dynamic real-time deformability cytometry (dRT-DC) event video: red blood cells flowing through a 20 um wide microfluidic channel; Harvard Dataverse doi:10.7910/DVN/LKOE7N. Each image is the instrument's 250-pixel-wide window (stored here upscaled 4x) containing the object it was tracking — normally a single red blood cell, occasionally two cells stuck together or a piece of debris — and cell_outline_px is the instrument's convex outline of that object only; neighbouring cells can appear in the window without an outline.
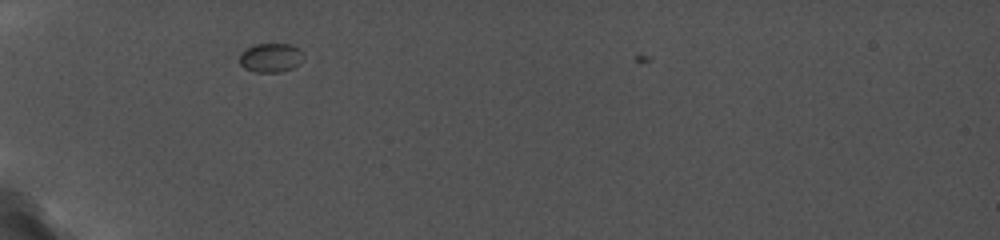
{"species": "common noctule bat (a hibernating species)", "species_latin": "Nyctalus noctula", "temperature_condition": "cold", "stored_images_in_passage": 8, "camera_frame_rate_fps": 5000, "um_per_image_px": 0.085, "animal": {"sex": "female", "body_mass_g": 19.0, "forearm_length_mm": 56.7}, "frame": {"image": 1, "passage_image": 3, "time_ms": 0.6, "image_size_px": [1000, 240], "cell_outline_px": [[304, 60], [300, 64], [292, 68], [280, 72], [256, 72], [244, 68], [240, 64], [240, 52], [256, 44], [288, 44], [300, 48], [304, 52]], "centroid_in_image_um": [23.06, 4.9], "position_along_channel_um": 61.9, "area_um2": 10.98}}
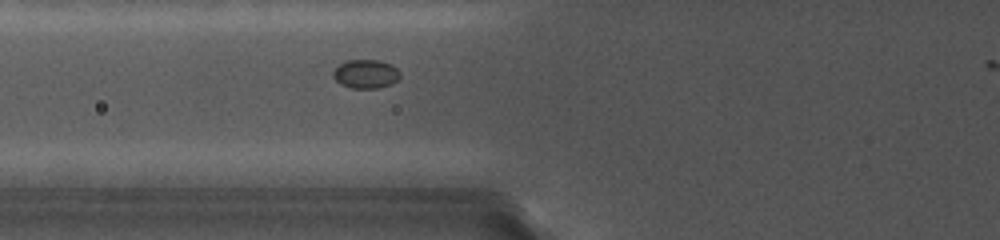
{"frame": {"image": 2, "passage_image": 7, "time_ms": 2.0, "image_size_px": [1000, 240], "cell_outline_px": [[400, 76], [392, 84], [380, 88], [352, 88], [340, 84], [332, 76], [332, 72], [340, 64], [348, 60], [380, 60], [392, 64], [400, 72]], "centroid_in_image_um": [31.1, 6.28], "position_along_channel_um": 94.7, "area_um2": 11.27}}